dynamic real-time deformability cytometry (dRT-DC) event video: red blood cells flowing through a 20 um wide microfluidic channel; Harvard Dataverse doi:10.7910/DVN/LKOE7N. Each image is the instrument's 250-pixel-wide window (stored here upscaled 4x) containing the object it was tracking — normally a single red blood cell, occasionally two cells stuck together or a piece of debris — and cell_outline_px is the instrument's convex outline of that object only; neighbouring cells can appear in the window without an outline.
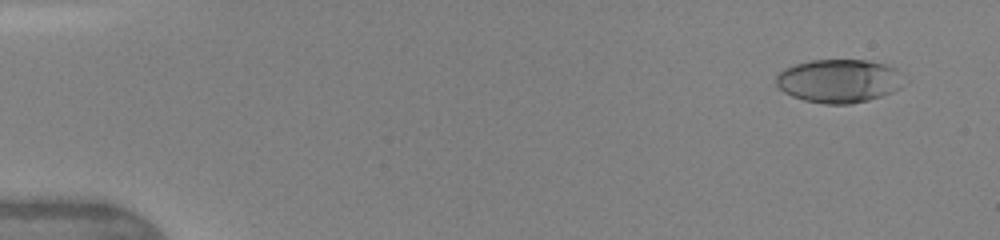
{"species": "human", "species_latin": "Homo sapiens", "temperature_condition": "warm", "stored_images_in_passage": 7, "camera_frame_rate_fps": 3000, "um_per_image_px": 0.085, "donor": {"sex": "female"}, "frame": {"image": 1, "passage_image": 2, "time_ms": 0.667, "image_size_px": [1000, 240], "cell_outline_px": [[908, 80], [900, 88], [892, 92], [868, 100], [848, 104], [824, 104], [804, 100], [792, 96], [784, 92], [776, 84], [776, 76], [784, 68], [796, 64], [812, 60], [868, 60], [888, 64], [896, 68], [908, 76]], "centroid_in_image_um": [71.4, 6.87], "position_along_channel_um": 13.6, "area_um2": 32.89}}
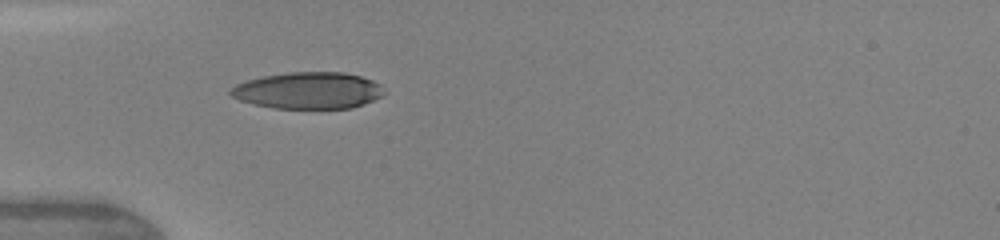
{"frame": {"image": 2, "passage_image": 6, "time_ms": 4.667, "image_size_px": [1000, 240], "cell_outline_px": [[384, 92], [380, 96], [364, 104], [352, 108], [272, 108], [252, 104], [240, 100], [232, 96], [228, 92], [236, 84], [248, 80], [264, 76], [288, 72], [344, 72], [360, 76], [372, 80], [380, 84]], "centroid_in_image_um": [26.19, 7.69], "position_along_channel_um": 58.8, "area_um2": 32.66}}